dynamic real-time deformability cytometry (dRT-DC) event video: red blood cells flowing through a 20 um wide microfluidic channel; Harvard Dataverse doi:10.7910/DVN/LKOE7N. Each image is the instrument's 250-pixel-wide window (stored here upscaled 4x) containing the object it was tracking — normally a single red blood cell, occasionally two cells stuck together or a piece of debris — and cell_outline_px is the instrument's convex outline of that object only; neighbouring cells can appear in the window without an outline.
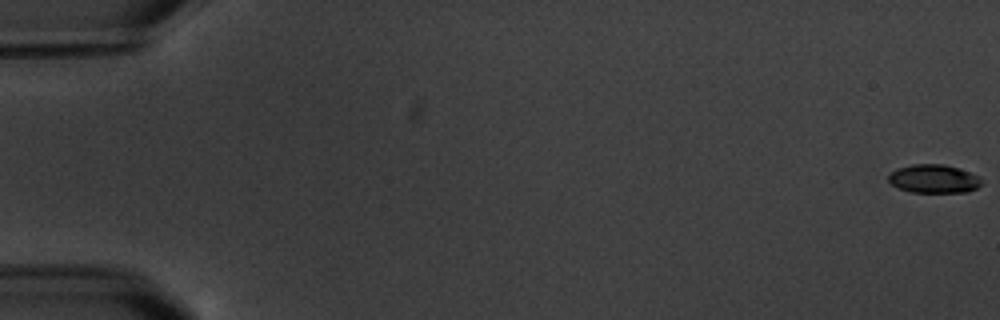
{"species": "common noctule bat (a hibernating species)", "species_latin": "Nyctalus noctula", "temperature_condition": "warm", "stored_images_in_passage": 5, "camera_frame_rate_fps": 3000, "um_per_image_px": 0.085, "animal": {"sex": "male", "body_mass_g": 20.1, "forearm_length_mm": 53.5}, "frame": {"image": 1, "passage_image": 1, "time_ms": 0.0, "image_size_px": [1000, 320], "cell_outline_px": [[984, 180], [976, 188], [968, 192], [912, 192], [900, 188], [892, 184], [888, 180], [888, 176], [896, 168], [912, 164], [944, 164], [960, 168], [980, 176]], "centroid_in_image_um": [79.41, 15.18], "position_along_channel_um": 5.6, "area_um2": 15.55}}
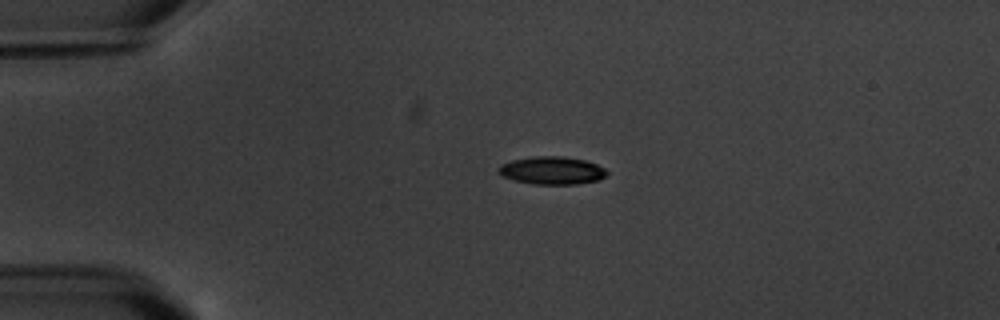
{"frame": {"image": 2, "passage_image": 4, "time_ms": 4.667, "image_size_px": [1000, 320], "cell_outline_px": [[608, 172], [604, 176], [596, 180], [576, 184], [532, 184], [512, 180], [500, 176], [496, 172], [496, 168], [500, 164], [512, 160], [536, 156], [564, 156], [584, 160], [596, 164], [604, 168]], "centroid_in_image_um": [46.82, 14.49], "position_along_channel_um": 38.2, "area_um2": 17.69}}